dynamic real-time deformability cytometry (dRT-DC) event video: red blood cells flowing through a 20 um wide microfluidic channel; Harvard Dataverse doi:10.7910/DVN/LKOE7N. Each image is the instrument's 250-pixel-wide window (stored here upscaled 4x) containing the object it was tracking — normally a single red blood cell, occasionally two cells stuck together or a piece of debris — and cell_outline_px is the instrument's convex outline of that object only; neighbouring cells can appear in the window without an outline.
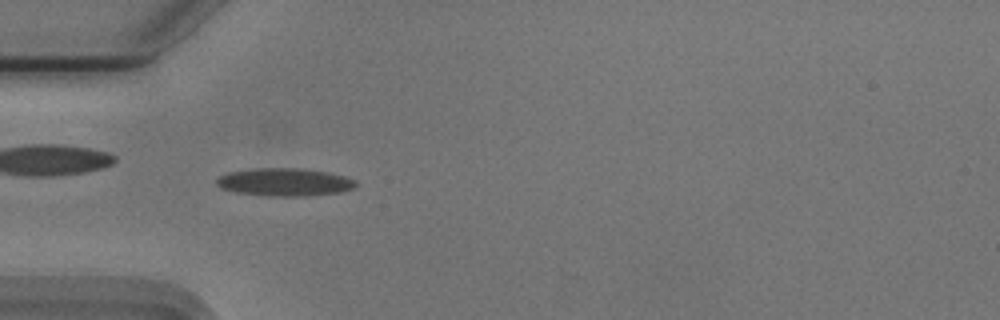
{"species": "Egyptian fruit bat (a non-hibernating species)", "species_latin": "Rousettus aegyptiacus", "temperature_condition": "cold", "stored_images_in_passage": 54, "camera_frame_rate_fps": 3000, "um_per_image_px": 0.085, "animal": {"sex": "male"}, "frame": {"image": 1, "passage_image": 16, "time_ms": 5.0, "image_size_px": [1000, 320], "cell_outline_px": [[356, 188], [340, 192], [304, 196], [268, 196], [236, 192], [220, 188], [216, 184], [216, 180], [220, 176], [228, 172], [252, 168], [300, 168], [328, 172], [344, 176], [356, 180]], "centroid_in_image_um": [24.19, 15.47], "position_along_channel_um": 60.8, "area_um2": 22.72}}
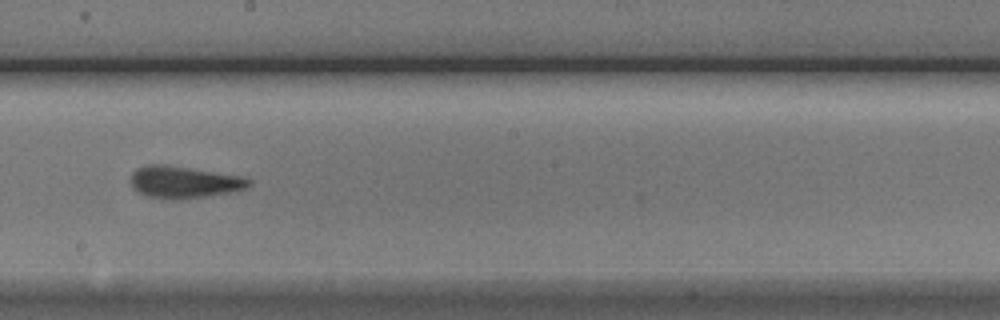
{"frame": {"image": 2, "passage_image": 30, "time_ms": 9.667, "image_size_px": [1000, 320], "cell_outline_px": [[252, 184], [248, 188], [236, 192], [180, 200], [168, 200], [148, 196], [132, 188], [128, 180], [132, 172], [136, 168], [148, 164], [164, 164], [244, 176], [252, 180]], "centroid_in_image_um": [15.66, 15.49], "position_along_channel_um": 232.5, "area_um2": 22.72}}
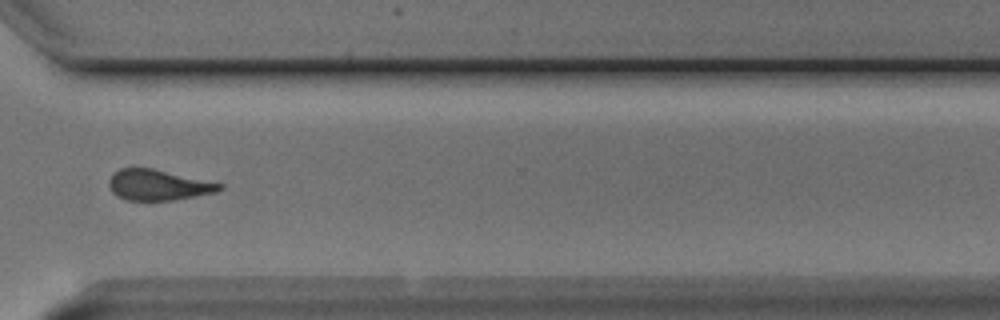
{"frame": {"image": 3, "passage_image": 40, "time_ms": 13.0, "image_size_px": [1000, 320], "cell_outline_px": [[224, 188], [216, 192], [196, 196], [172, 200], [128, 200], [112, 192], [108, 184], [108, 180], [120, 168], [152, 168], [224, 184]], "centroid_in_image_um": [13.47, 15.72], "position_along_channel_um": 357.1, "area_um2": 19.54}, "authors_computed_cell_mechanics": {"area_um2": 20.5768, "velocity_mm_per_s": 3.7324, "shape_relaxation_time_tau1_ms": 3.6589, "shape_relaxation_time_tau2_ms": 1.6111, "deformation_change_tau1": 0.1434, "deformation_change_tau2": 0.097}}